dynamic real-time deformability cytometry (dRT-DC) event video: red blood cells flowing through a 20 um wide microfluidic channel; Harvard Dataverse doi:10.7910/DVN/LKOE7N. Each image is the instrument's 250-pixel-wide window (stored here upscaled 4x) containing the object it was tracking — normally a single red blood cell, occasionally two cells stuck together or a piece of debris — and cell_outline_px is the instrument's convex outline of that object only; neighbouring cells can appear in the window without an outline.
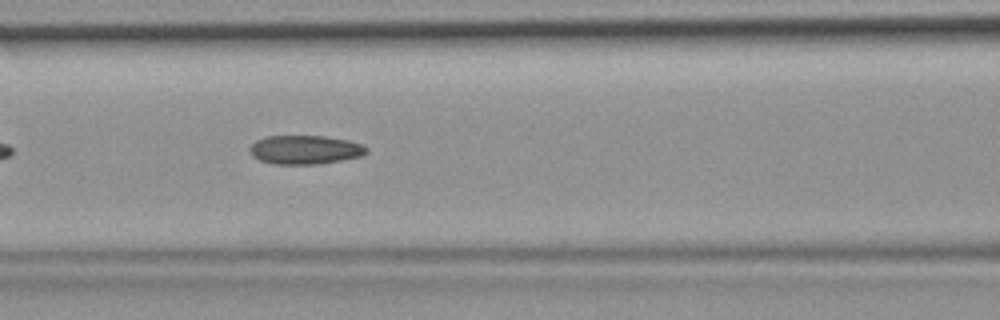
{"species": "common noctule bat (a hibernating species)", "species_latin": "Nyctalus noctula", "temperature_condition": "room temperature", "stored_images_in_passage": 11, "camera_frame_rate_fps": 3000, "um_per_image_px": 0.085, "animal": {"sex": "female", "body_mass_g": 19.9}, "frame": {"image": 1, "passage_image": 8, "time_ms": 2.333, "image_size_px": [1000, 320], "cell_outline_px": [[368, 152], [360, 156], [340, 160], [316, 164], [276, 164], [260, 160], [252, 156], [248, 148], [256, 140], [268, 136], [324, 136], [348, 140], [364, 144], [368, 148]], "centroid_in_image_um": [25.93, 12.72], "position_along_channel_um": 140.7, "area_um2": 19.59}}